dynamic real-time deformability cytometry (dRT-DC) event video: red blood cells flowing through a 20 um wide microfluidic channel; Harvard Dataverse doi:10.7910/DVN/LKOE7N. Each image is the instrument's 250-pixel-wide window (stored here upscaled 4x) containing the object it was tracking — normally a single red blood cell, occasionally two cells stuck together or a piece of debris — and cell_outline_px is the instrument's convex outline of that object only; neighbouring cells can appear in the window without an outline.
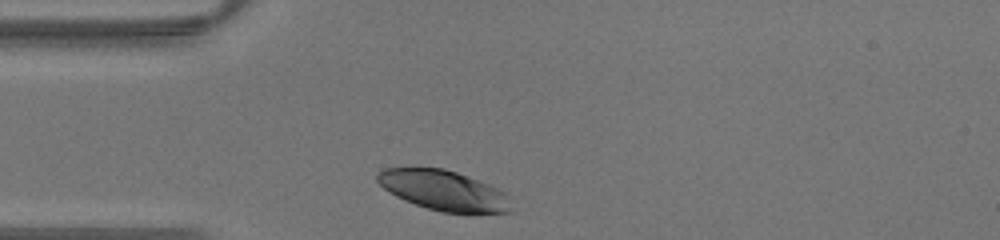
{"species": "human", "species_latin": "Homo sapiens", "temperature_condition": "warm", "stored_images_in_passage": 23, "camera_frame_rate_fps": 3000, "um_per_image_px": 0.085, "donor": {"sex": "male"}, "frame": {"image": 1, "passage_image": 1, "time_ms": 0.0, "image_size_px": [1000, 240], "cell_outline_px": [[512, 212], [476, 216], [468, 216], [444, 212], [428, 208], [404, 200], [396, 196], [384, 188], [376, 180], [376, 176], [384, 168], [444, 168], [456, 172], [488, 184], [508, 192]], "centroid_in_image_um": [37.82, 16.24], "position_along_channel_um": 47.2, "area_um2": 31.96}}
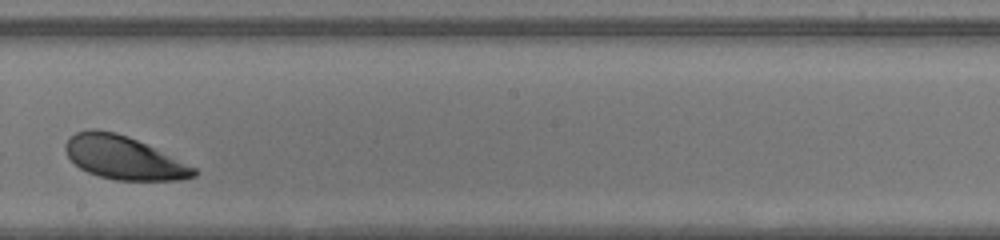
{"frame": {"image": 2, "passage_image": 14, "time_ms": 4.333, "image_size_px": [1000, 240], "cell_outline_px": [[196, 176], [180, 180], [116, 180], [100, 176], [88, 172], [80, 168], [68, 156], [64, 148], [64, 144], [76, 132], [92, 128], [96, 128], [116, 132], [128, 136], [196, 168]], "centroid_in_image_um": [10.48, 13.4], "position_along_channel_um": 237.7, "area_um2": 31.96}}
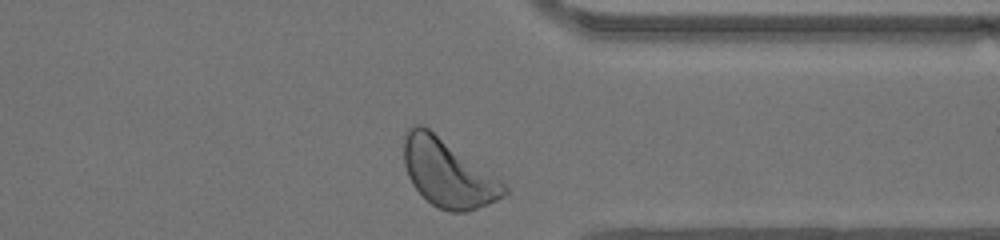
{"frame": {"image": 3, "passage_image": 23, "time_ms": 7.333, "image_size_px": [1000, 240], "cell_outline_px": [[508, 192], [504, 196], [488, 204], [468, 212], [452, 212], [440, 208], [432, 204], [412, 184], [408, 176], [404, 164], [404, 136], [408, 128], [412, 124], [424, 124], [500, 180], [508, 188]], "centroid_in_image_um": [38.04, 14.69], "position_along_channel_um": 373.4, "area_um2": 39.25}}